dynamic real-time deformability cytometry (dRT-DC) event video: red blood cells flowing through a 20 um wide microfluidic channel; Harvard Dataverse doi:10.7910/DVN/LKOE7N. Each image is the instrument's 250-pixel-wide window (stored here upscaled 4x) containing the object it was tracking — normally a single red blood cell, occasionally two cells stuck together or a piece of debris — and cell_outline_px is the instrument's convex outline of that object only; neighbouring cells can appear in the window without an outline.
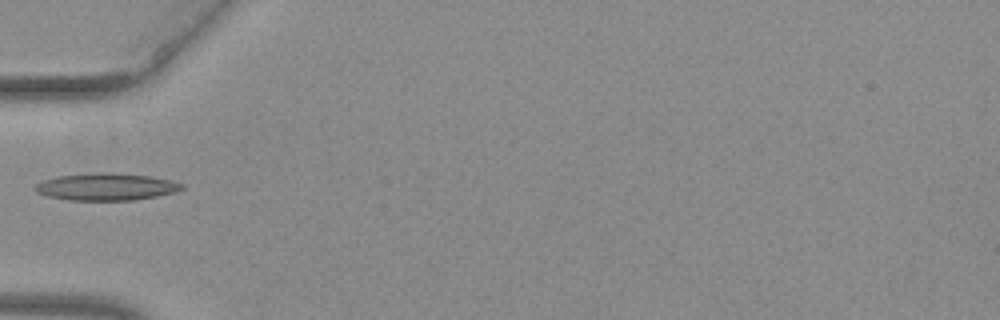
{"species": "common noctule bat (a hibernating species)", "species_latin": "Nyctalus noctula", "temperature_condition": "warm", "stored_images_in_passage": 35, "camera_frame_rate_fps": 3000, "um_per_image_px": 0.085, "animal": {"sex": "female", "body_mass_g": 29.2, "forearm_length_mm": 56.3}, "frame": {"image": 1, "passage_image": 1, "time_ms": 0.0, "image_size_px": [1000, 320], "cell_outline_px": [[184, 188], [176, 192], [156, 196], [132, 200], [68, 200], [48, 196], [36, 192], [32, 188], [36, 184], [44, 180], [56, 176], [92, 172], [112, 172], [148, 176], [172, 180], [184, 184]], "centroid_in_image_um": [9.01, 15.86], "position_along_channel_um": 76.0, "area_um2": 23.41}}
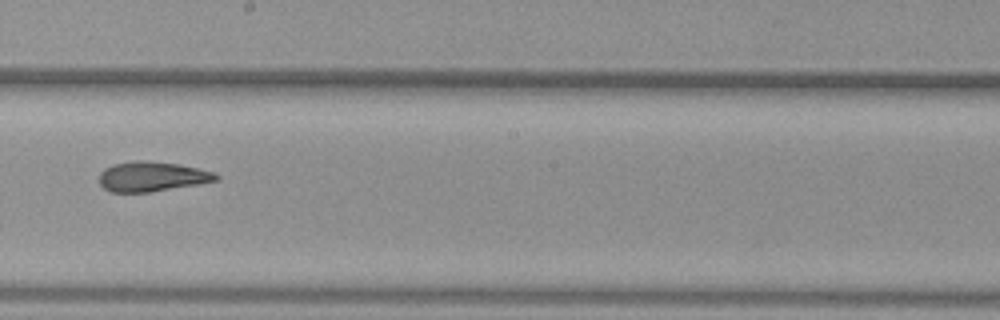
{"frame": {"image": 2, "passage_image": 13, "time_ms": 4.0, "image_size_px": [1000, 320], "cell_outline_px": [[220, 180], [148, 192], [112, 192], [104, 188], [100, 184], [100, 172], [104, 168], [112, 164], [132, 160], [144, 160], [176, 164], [196, 168], [212, 172], [220, 176]], "centroid_in_image_um": [12.87, 15.0], "position_along_channel_um": 235.3, "area_um2": 20.11}}
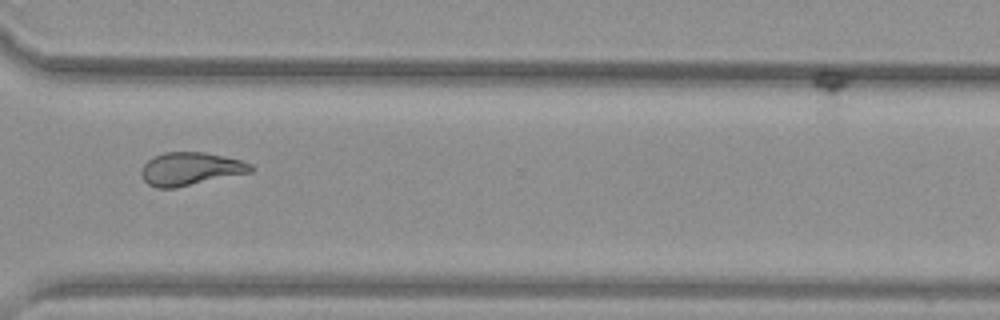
{"frame": {"image": 3, "passage_image": 22, "time_ms": 7.0, "image_size_px": [1000, 320], "cell_outline_px": [[252, 172], [176, 188], [156, 188], [148, 184], [144, 180], [140, 172], [144, 164], [152, 156], [164, 152], [204, 152], [224, 156], [240, 160], [252, 164]], "centroid_in_image_um": [16.17, 14.35], "position_along_channel_um": 354.4, "area_um2": 21.15}}